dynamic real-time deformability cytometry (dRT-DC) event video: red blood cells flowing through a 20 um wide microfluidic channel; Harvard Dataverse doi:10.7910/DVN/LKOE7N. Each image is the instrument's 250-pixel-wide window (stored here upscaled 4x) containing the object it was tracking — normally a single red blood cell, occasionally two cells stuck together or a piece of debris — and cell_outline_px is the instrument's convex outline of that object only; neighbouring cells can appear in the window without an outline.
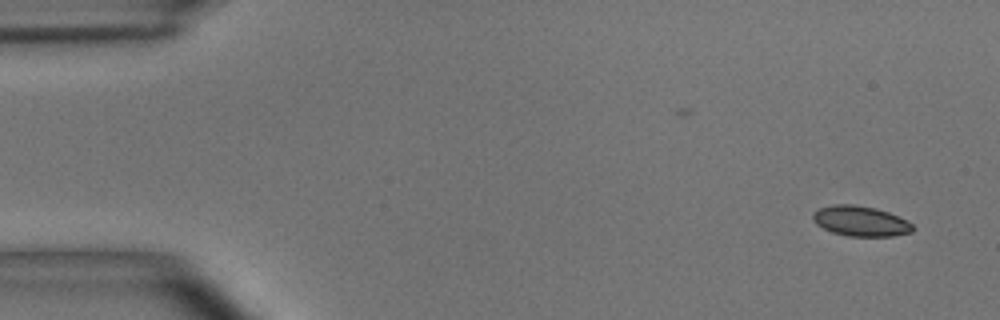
{"species": "common noctule bat (a hibernating species)", "species_latin": "Nyctalus noctula", "temperature_condition": "room temperature", "stored_images_in_passage": 2, "camera_frame_rate_fps": 3000, "um_per_image_px": 0.085, "animal": {"sex": "male", "body_mass_g": 15.6}, "frame": {"image": 1, "passage_image": 2, "time_ms": 0.333, "image_size_px": [1000, 320], "cell_outline_px": [[916, 228], [912, 232], [892, 236], [848, 236], [832, 232], [816, 224], [812, 220], [812, 212], [820, 208], [832, 204], [856, 204], [876, 208], [888, 212], [912, 224]], "centroid_in_image_um": [73.12, 18.79], "position_along_channel_um": 11.9, "area_um2": 17.63}}